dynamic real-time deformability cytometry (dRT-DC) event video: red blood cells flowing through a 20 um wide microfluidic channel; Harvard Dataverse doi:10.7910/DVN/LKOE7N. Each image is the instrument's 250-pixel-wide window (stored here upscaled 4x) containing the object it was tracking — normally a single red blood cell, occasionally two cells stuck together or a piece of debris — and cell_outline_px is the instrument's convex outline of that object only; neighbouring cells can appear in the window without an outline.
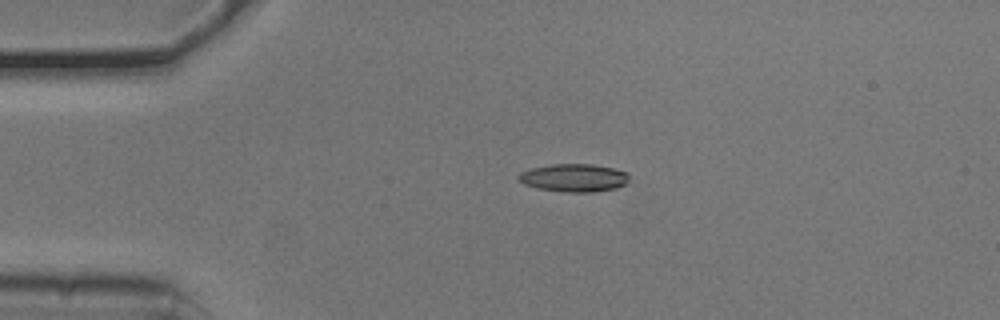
{"species": "common noctule bat (a hibernating species)", "species_latin": "Nyctalus noctula", "temperature_condition": "cold", "stored_images_in_passage": 42, "camera_frame_rate_fps": 3000, "um_per_image_px": 0.085, "animal": {"sex": "male", "body_mass_g": 20.5, "forearm_length_mm": 52.5}, "frame": {"image": 1, "passage_image": 1, "time_ms": 0.0, "image_size_px": [1000, 320], "cell_outline_px": [[628, 180], [624, 184], [616, 188], [592, 192], [568, 192], [540, 188], [524, 184], [516, 176], [520, 172], [532, 168], [552, 164], [592, 164], [612, 168], [628, 172]], "centroid_in_image_um": [48.79, 15.1], "position_along_channel_um": 36.2, "area_um2": 17.8}}
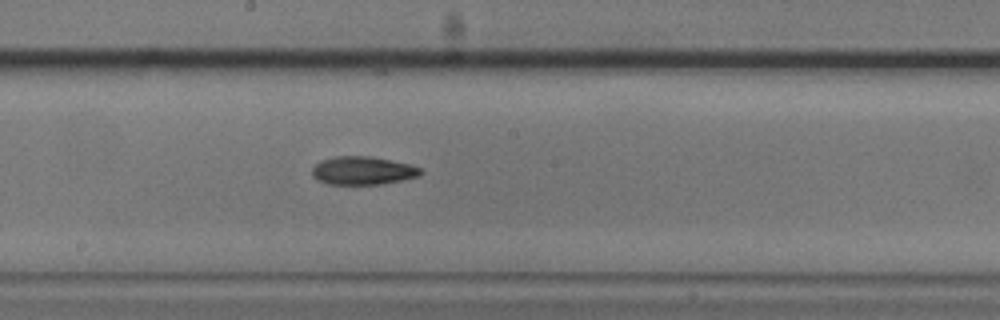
{"frame": {"image": 2, "passage_image": 18, "time_ms": 5.667, "image_size_px": [1000, 320], "cell_outline_px": [[424, 172], [420, 176], [380, 184], [328, 184], [316, 180], [312, 176], [312, 168], [320, 160], [336, 156], [368, 156], [412, 164], [424, 168]], "centroid_in_image_um": [30.86, 14.5], "position_along_channel_um": 217.3, "area_um2": 18.03}}
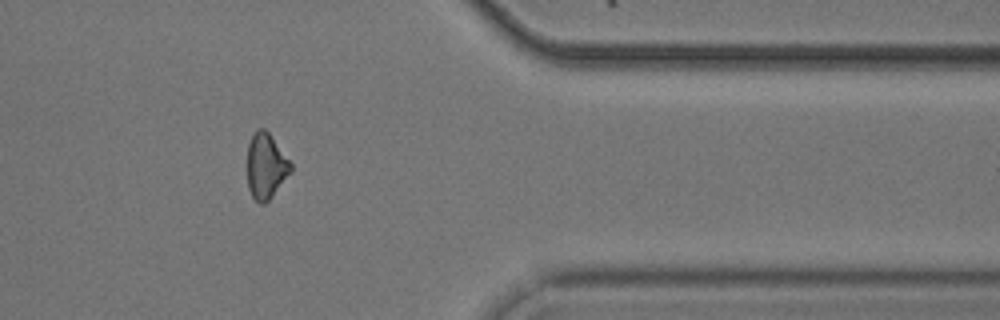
{"frame": {"image": 3, "passage_image": 33, "time_ms": 10.667, "image_size_px": [1000, 320], "cell_outline_px": [[292, 172], [272, 196], [264, 204], [260, 204], [252, 196], [248, 188], [248, 144], [256, 128], [264, 128], [268, 132], [292, 164]], "centroid_in_image_um": [22.61, 14.12], "position_along_channel_um": 388.8, "area_um2": 16.47}, "authors_computed_cell_mechanics": {"area_um2": 17.6001, "velocity_mm_per_s": 3.8005, "shape_relaxation_time_tau1_ms": null, "shape_relaxation_time_tau2_ms": 5.5275, "deformation_change_tau1": null, "deformation_change_tau2": 0.1361}}